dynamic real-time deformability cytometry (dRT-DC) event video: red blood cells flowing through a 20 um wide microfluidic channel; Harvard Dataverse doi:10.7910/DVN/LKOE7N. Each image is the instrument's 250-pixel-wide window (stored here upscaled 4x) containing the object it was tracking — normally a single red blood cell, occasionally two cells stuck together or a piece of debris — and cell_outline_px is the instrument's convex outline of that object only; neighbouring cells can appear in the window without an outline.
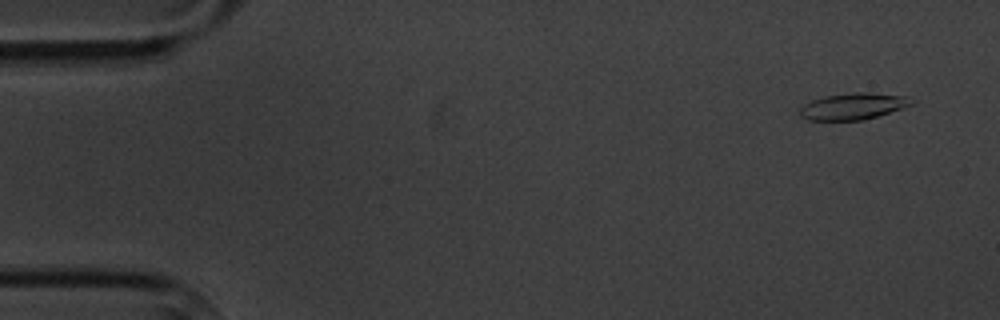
{"species": "common noctule bat (a hibernating species)", "species_latin": "Nyctalus noctula", "temperature_condition": "cold", "stored_images_in_passage": 4, "camera_frame_rate_fps": 3000, "um_per_image_px": 0.085, "animal": {"sex": "male", "body_mass_g": 20.1, "forearm_length_mm": 53.5}, "frame": {"image": 1, "passage_image": 1, "time_ms": 0.0, "image_size_px": [1000, 320], "cell_outline_px": [[916, 100], [912, 104], [876, 116], [860, 120], [808, 120], [800, 116], [800, 108], [804, 104], [812, 100], [824, 96], [856, 92], [872, 92], [904, 96]], "centroid_in_image_um": [72.49, 9.02], "position_along_channel_um": 12.5, "area_um2": 17.05}}